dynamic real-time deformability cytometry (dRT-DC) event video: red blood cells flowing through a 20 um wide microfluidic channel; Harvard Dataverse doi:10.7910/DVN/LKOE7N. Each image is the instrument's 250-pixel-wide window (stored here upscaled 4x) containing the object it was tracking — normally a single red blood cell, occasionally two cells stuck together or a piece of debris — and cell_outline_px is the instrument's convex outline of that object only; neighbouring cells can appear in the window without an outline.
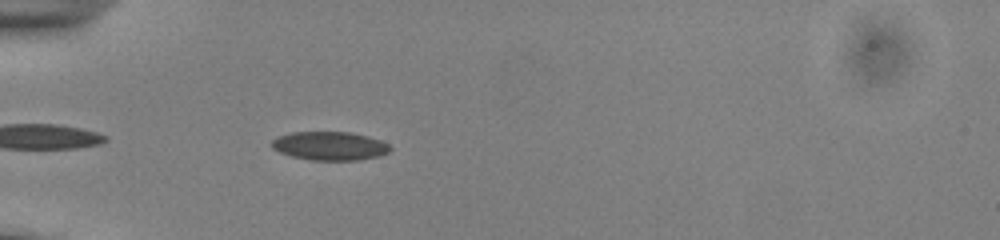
{"species": "common noctule bat (a hibernating species)", "species_latin": "Nyctalus noctula", "temperature_condition": "cold", "stored_images_in_passage": 21, "camera_frame_rate_fps": 3000, "um_per_image_px": 0.085, "animal": {"sex": "male", "body_mass_g": 13.0, "forearm_length_mm": 53.1}, "frame": {"image": 1, "passage_image": 4, "time_ms": 1.0, "image_size_px": [1000, 240], "cell_outline_px": [[392, 148], [388, 152], [380, 156], [356, 160], [312, 160], [292, 156], [280, 152], [272, 148], [268, 144], [276, 136], [292, 132], [352, 132], [368, 136], [380, 140], [388, 144]], "centroid_in_image_um": [28.0, 12.39], "position_along_channel_um": 57.0, "area_um2": 19.88}}
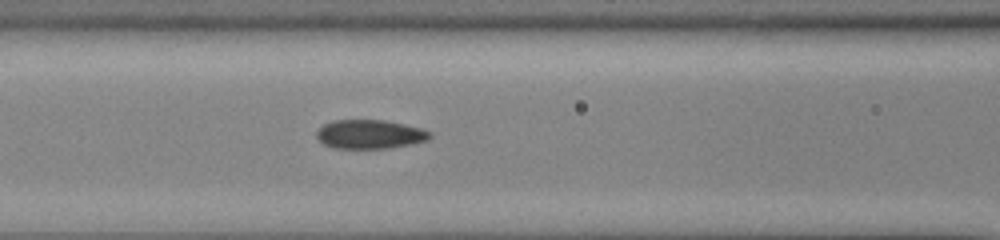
{"frame": {"image": 2, "passage_image": 11, "time_ms": 3.333, "image_size_px": [1000, 240], "cell_outline_px": [[432, 136], [428, 140], [412, 144], [388, 148], [332, 148], [324, 144], [316, 136], [316, 132], [324, 124], [332, 120], [384, 120], [404, 124], [420, 128], [432, 132]], "centroid_in_image_um": [31.45, 11.41], "position_along_channel_um": 135.2, "area_um2": 19.13}}
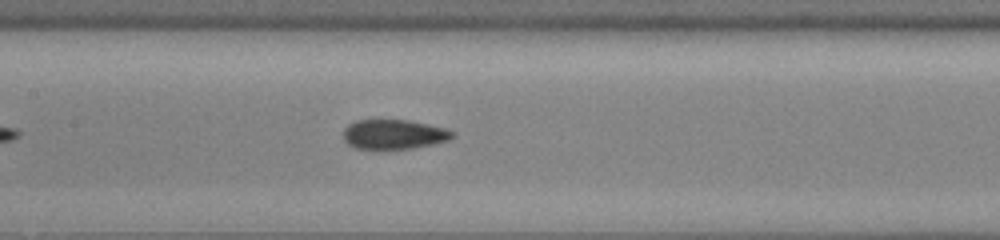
{"frame": {"image": 3, "passage_image": 14, "time_ms": 4.333, "image_size_px": [1000, 240], "cell_outline_px": [[456, 136], [448, 140], [432, 144], [412, 148], [356, 148], [348, 144], [344, 140], [344, 128], [348, 124], [356, 120], [408, 120], [428, 124], [444, 128], [452, 132]], "centroid_in_image_um": [33.46, 11.4], "position_along_channel_um": 173.9, "area_um2": 18.55}}